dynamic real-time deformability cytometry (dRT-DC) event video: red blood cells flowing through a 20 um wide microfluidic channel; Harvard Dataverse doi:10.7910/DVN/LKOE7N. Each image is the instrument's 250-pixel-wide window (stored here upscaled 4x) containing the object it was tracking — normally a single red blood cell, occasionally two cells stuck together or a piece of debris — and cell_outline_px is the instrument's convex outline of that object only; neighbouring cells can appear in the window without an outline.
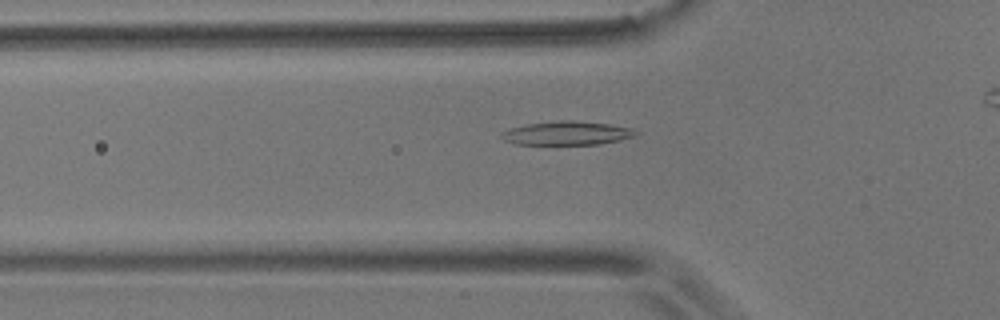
{"species": "common noctule bat (a hibernating species)", "species_latin": "Nyctalus noctula", "temperature_condition": "room temperature", "stored_images_in_passage": 45, "camera_frame_rate_fps": 3000, "um_per_image_px": 0.085, "animal": {"sex": "male", "body_mass_g": 17.9}, "frame": {"image": 1, "passage_image": 15, "time_ms": 4.667, "image_size_px": [1000, 320], "cell_outline_px": [[640, 132], [636, 136], [620, 140], [600, 144], [516, 144], [504, 140], [500, 136], [500, 132], [524, 124], [556, 120], [572, 120], [608, 124], [632, 128]], "centroid_in_image_um": [48.19, 11.31], "position_along_channel_um": 77.6, "area_um2": 18.67}}
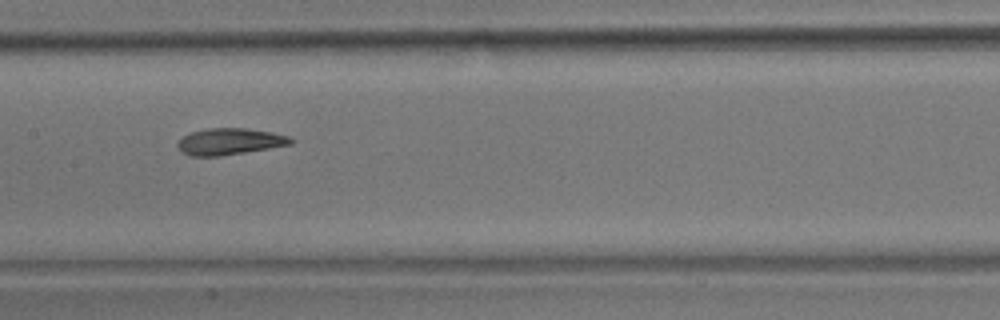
{"frame": {"image": 2, "passage_image": 24, "time_ms": 7.667, "image_size_px": [1000, 320], "cell_outline_px": [[296, 140], [292, 144], [220, 156], [192, 156], [184, 152], [176, 144], [184, 136], [192, 132], [208, 128], [248, 128], [272, 132], [288, 136]], "centroid_in_image_um": [19.57, 12.02], "position_along_channel_um": 187.8, "area_um2": 17.28}}
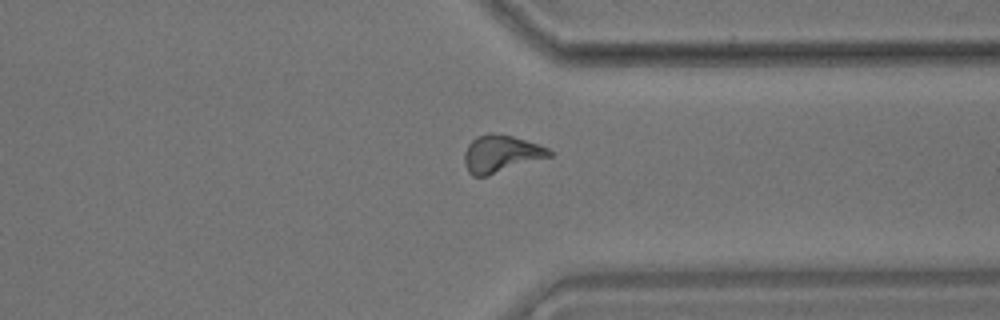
{"frame": {"image": 3, "passage_image": 39, "time_ms": 12.667, "image_size_px": [1000, 320], "cell_outline_px": [[552, 156], [488, 176], [472, 176], [468, 172], [464, 164], [464, 152], [468, 144], [476, 136], [488, 132], [492, 132], [512, 136], [548, 148], [552, 152]], "centroid_in_image_um": [42.54, 13.08], "position_along_channel_um": 368.9, "area_um2": 18.55}, "authors_computed_cell_mechanics": {"area_um2": 18.1492, "velocity_mm_per_s": 3.6402, "shape_relaxation_time_tau1_ms": 5.8863, "shape_relaxation_time_tau2_ms": 2.9728, "deformation_change_tau1": 0.1852, "deformation_change_tau2": 0.0968}}